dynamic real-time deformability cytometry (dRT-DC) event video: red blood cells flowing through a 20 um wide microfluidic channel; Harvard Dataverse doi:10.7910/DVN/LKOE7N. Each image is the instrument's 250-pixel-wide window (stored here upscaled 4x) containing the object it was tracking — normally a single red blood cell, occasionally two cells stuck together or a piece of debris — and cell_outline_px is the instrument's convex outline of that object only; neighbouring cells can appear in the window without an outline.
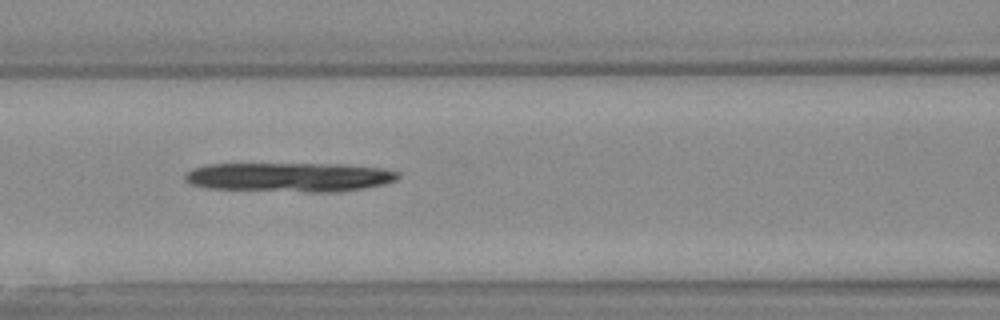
{"species": "Egyptian fruit bat (a non-hibernating species)", "species_latin": "Rousettus aegyptiacus", "temperature_condition": "warm", "stored_images_in_passage": 34, "camera_frame_rate_fps": 3000, "um_per_image_px": 0.085, "animal": {"sex": "female"}, "frame": {"image": 1, "passage_image": 6, "time_ms": 1.667, "image_size_px": [1000, 320], "cell_outline_px": [[400, 176], [396, 180], [384, 184], [364, 188], [336, 192], [304, 192], [208, 188], [192, 184], [184, 180], [184, 176], [192, 168], [208, 164], [344, 164], [384, 168], [400, 172]], "centroid_in_image_um": [24.65, 15.05], "position_along_channel_um": 142.0, "area_um2": 36.53}}
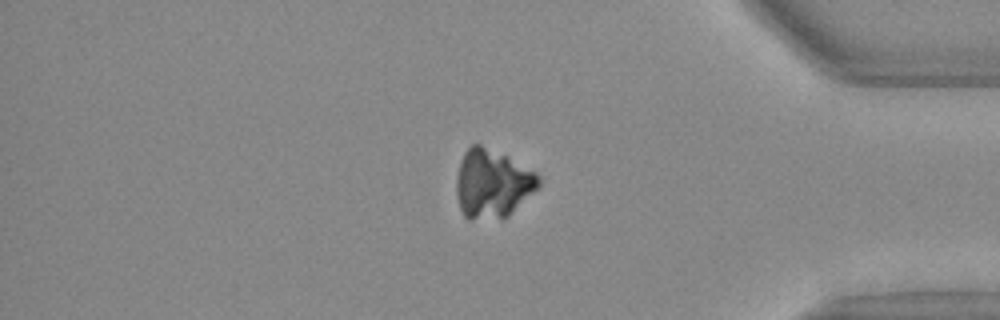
{"frame": {"image": 2, "passage_image": 26, "time_ms": 8.333, "image_size_px": [1000, 320], "cell_outline_px": [[540, 184], [508, 216], [500, 220], [468, 220], [464, 216], [460, 208], [456, 192], [456, 180], [460, 164], [464, 152], [472, 144], [480, 144], [508, 156], [536, 172], [540, 176]], "centroid_in_image_um": [41.83, 15.63], "position_along_channel_um": 393.4, "area_um2": 32.95}}
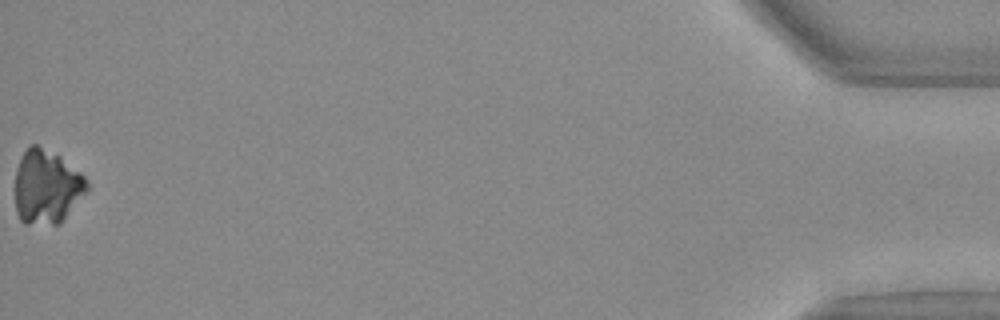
{"frame": {"image": 3, "passage_image": 34, "time_ms": 11.0, "image_size_px": [1000, 320], "cell_outline_px": [[88, 192], [60, 224], [24, 224], [20, 220], [16, 212], [16, 168], [28, 144], [36, 144], [60, 156], [80, 172], [88, 180]], "centroid_in_image_um": [3.99, 15.9], "position_along_channel_um": 431.2, "area_um2": 31.27}}